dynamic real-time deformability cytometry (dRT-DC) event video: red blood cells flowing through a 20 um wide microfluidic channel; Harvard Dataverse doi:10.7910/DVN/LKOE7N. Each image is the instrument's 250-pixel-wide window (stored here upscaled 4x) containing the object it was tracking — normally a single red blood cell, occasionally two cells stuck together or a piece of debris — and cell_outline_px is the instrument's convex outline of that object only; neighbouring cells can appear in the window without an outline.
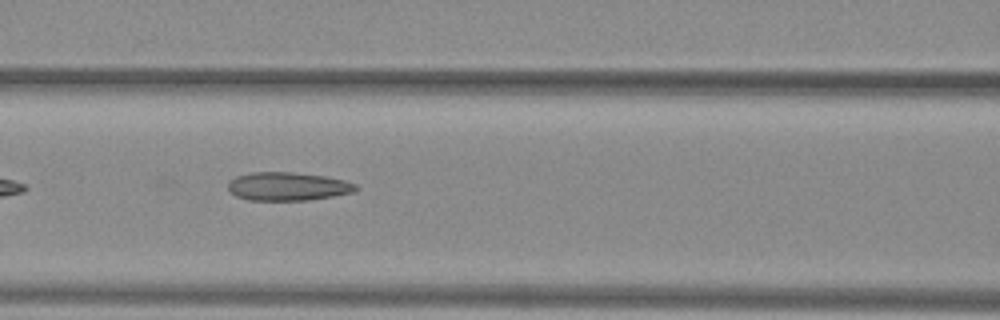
{"species": "common noctule bat (a hibernating species)", "species_latin": "Nyctalus noctula", "temperature_condition": "warm", "stored_images_in_passage": 27, "camera_frame_rate_fps": 3000, "um_per_image_px": 0.085, "animal": {"sex": "female", "body_mass_g": 29.2, "forearm_length_mm": 56.3}, "frame": {"image": 1, "passage_image": 8, "time_ms": 2.333, "image_size_px": [1000, 320], "cell_outline_px": [[360, 188], [356, 192], [308, 200], [248, 200], [236, 196], [228, 188], [228, 184], [236, 176], [252, 172], [292, 172], [324, 176], [344, 180], [356, 184]], "centroid_in_image_um": [24.5, 15.84], "position_along_channel_um": 142.1, "area_um2": 21.1}}
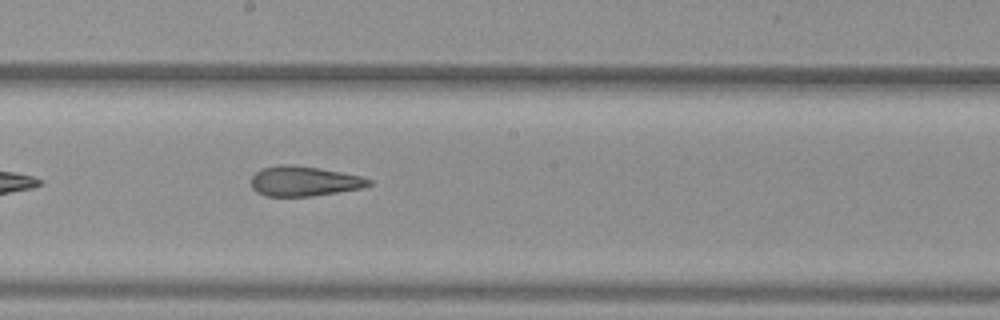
{"frame": {"image": 2, "passage_image": 14, "time_ms": 4.333, "image_size_px": [1000, 320], "cell_outline_px": [[372, 184], [360, 188], [312, 196], [264, 196], [256, 192], [252, 188], [252, 176], [260, 168], [280, 164], [288, 164], [320, 168], [360, 176], [372, 180]], "centroid_in_image_um": [25.8, 15.39], "position_along_channel_um": 222.4, "area_um2": 20.46}}
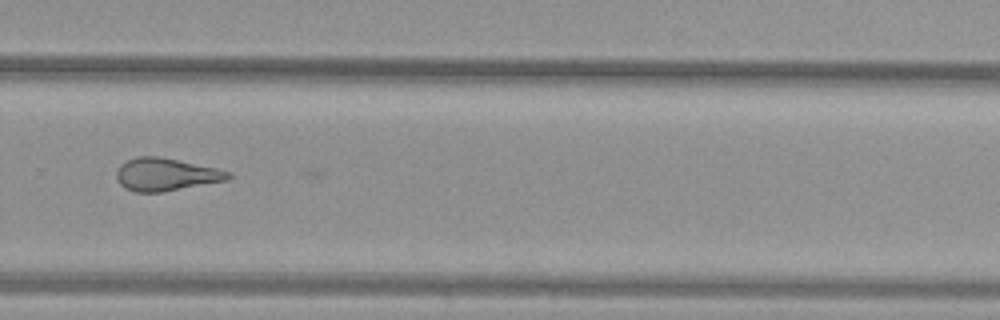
{"frame": {"image": 3, "passage_image": 21, "time_ms": 6.667, "image_size_px": [1000, 320], "cell_outline_px": [[232, 176], [228, 180], [164, 192], [136, 192], [124, 188], [116, 180], [116, 172], [120, 164], [136, 156], [156, 156], [216, 168], [232, 172]], "centroid_in_image_um": [14.09, 14.84], "position_along_channel_um": 315.7, "area_um2": 21.33}, "authors_computed_cell_mechanics": {"area_um2": 21.097, "velocity_mm_per_s": 4.0255, "shape_relaxation_time_tau1_ms": null, "shape_relaxation_time_tau2_ms": 1.3002, "deformation_change_tau1": null, "deformation_change_tau2": 0.1075}}